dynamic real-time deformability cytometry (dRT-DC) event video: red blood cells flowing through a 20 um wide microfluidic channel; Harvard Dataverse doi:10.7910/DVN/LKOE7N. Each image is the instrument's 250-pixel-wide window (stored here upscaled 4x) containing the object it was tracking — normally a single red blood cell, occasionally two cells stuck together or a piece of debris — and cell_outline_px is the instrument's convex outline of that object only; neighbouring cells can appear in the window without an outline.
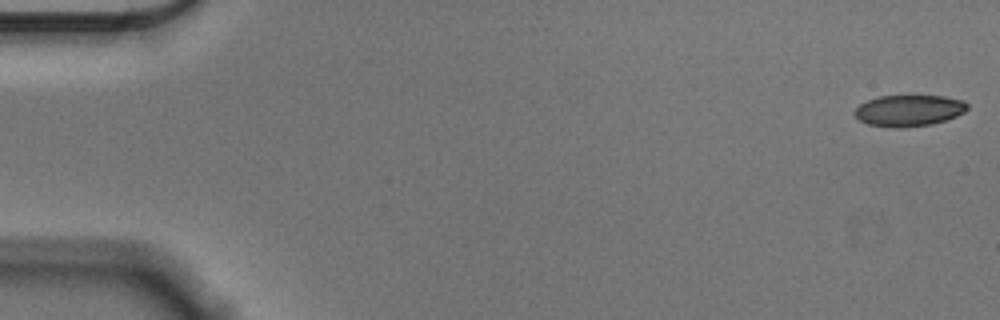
{"species": "Egyptian fruit bat (a non-hibernating species)", "species_latin": "Rousettus aegyptiacus", "temperature_condition": "cold", "stored_images_in_passage": 56, "camera_frame_rate_fps": 3000, "um_per_image_px": 0.085, "animal": {"sex": "male"}, "frame": {"image": 1, "passage_image": 1, "time_ms": 0.0, "image_size_px": [1000, 320], "cell_outline_px": [[968, 108], [964, 112], [956, 116], [932, 124], [900, 128], [892, 128], [868, 124], [860, 120], [856, 116], [856, 108], [860, 104], [868, 100], [880, 96], [944, 96], [964, 100], [968, 104]], "centroid_in_image_um": [77.28, 9.4], "position_along_channel_um": 7.7, "area_um2": 20.46}}
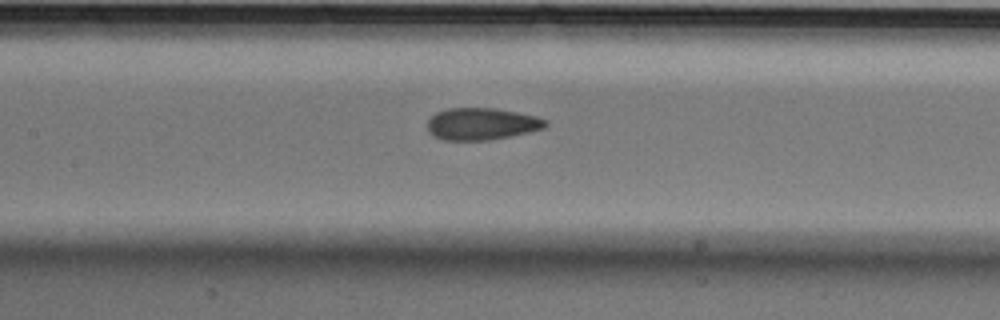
{"frame": {"image": 2, "passage_image": 26, "time_ms": 8.333, "image_size_px": [1000, 320], "cell_outline_px": [[548, 124], [544, 128], [528, 132], [488, 140], [444, 140], [432, 136], [428, 132], [428, 120], [436, 112], [448, 108], [496, 108], [536, 116], [544, 120]], "centroid_in_image_um": [40.9, 10.53], "position_along_channel_um": 166.5, "area_um2": 21.91}}
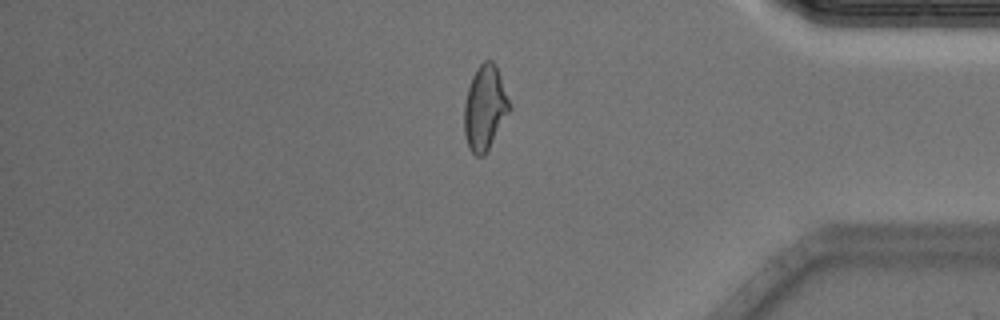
{"frame": {"image": 3, "passage_image": 47, "time_ms": 15.333, "image_size_px": [1000, 320], "cell_outline_px": [[512, 108], [484, 156], [476, 156], [468, 148], [464, 132], [464, 104], [468, 88], [472, 76], [476, 68], [484, 60], [492, 60], [496, 64]], "centroid_in_image_um": [41.21, 9.16], "position_along_channel_um": 394.0, "area_um2": 22.43}, "authors_computed_cell_mechanics": {"area_um2": 22.1374, "velocity_mm_per_s": 3.5985, "shape_relaxation_time_tau1_ms": 4.8388, "shape_relaxation_time_tau2_ms": 1.9414, "deformation_change_tau1": 0.1139, "deformation_change_tau2": 0.0747}}